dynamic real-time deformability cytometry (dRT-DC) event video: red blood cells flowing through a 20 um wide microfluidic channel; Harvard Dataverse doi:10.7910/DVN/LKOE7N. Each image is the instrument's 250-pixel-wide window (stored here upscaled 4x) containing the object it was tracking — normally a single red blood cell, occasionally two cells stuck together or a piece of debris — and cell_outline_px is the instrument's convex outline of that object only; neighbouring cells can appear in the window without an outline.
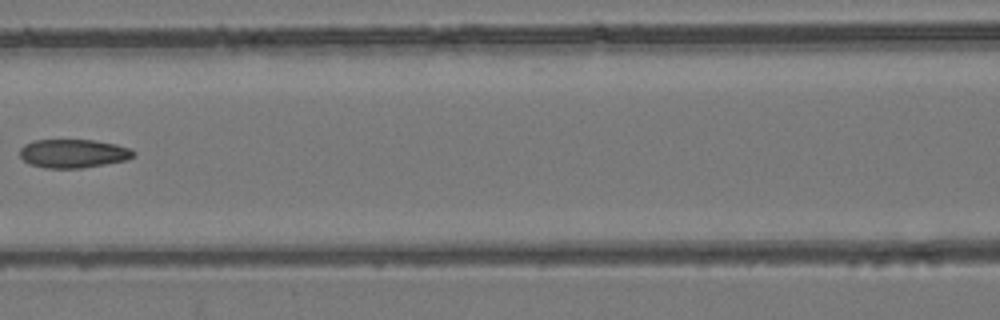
{"species": "common noctule bat (a hibernating species)", "species_latin": "Nyctalus noctula", "temperature_condition": "room temperature", "stored_images_in_passage": 8, "camera_frame_rate_fps": 3000, "um_per_image_px": 0.085, "animal": {"sex": "female", "body_mass_g": 24.6, "forearm_length_mm": 56.2}, "frame": {"image": 1, "passage_image": 8, "time_ms": 2.333, "image_size_px": [1000, 320], "cell_outline_px": [[136, 156], [124, 160], [104, 164], [80, 168], [44, 168], [28, 164], [20, 156], [20, 148], [24, 144], [32, 140], [92, 140], [116, 144], [128, 148], [136, 152]], "centroid_in_image_um": [6.19, 13.04], "position_along_channel_um": 160.4, "area_um2": 18.96}}